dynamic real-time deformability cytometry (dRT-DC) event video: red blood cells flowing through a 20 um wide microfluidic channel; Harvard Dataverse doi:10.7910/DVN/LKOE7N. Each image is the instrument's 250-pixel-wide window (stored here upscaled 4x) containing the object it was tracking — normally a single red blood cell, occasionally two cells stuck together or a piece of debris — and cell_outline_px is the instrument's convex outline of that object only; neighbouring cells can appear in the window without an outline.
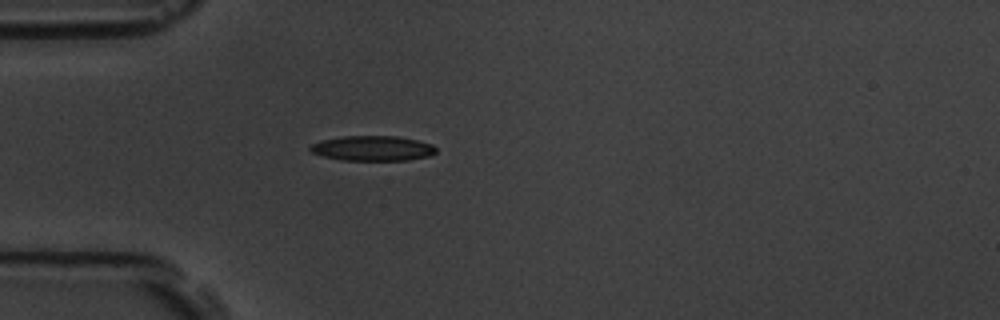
{"species": "common noctule bat (a hibernating species)", "species_latin": "Nyctalus noctula", "temperature_condition": "room temperature", "stored_images_in_passage": 5, "camera_frame_rate_fps": 3000, "um_per_image_px": 0.085, "animal": {"sex": "male", "body_mass_g": 19.5, "forearm_length_mm": 54.6}, "frame": {"image": 1, "passage_image": 5, "time_ms": 4.667, "image_size_px": [1000, 320], "cell_outline_px": [[436, 152], [432, 156], [408, 160], [340, 160], [324, 156], [312, 152], [308, 148], [312, 144], [320, 140], [344, 136], [396, 136], [416, 140], [432, 144], [436, 148]], "centroid_in_image_um": [31.69, 12.61], "position_along_channel_um": 53.3, "area_um2": 18.38}}